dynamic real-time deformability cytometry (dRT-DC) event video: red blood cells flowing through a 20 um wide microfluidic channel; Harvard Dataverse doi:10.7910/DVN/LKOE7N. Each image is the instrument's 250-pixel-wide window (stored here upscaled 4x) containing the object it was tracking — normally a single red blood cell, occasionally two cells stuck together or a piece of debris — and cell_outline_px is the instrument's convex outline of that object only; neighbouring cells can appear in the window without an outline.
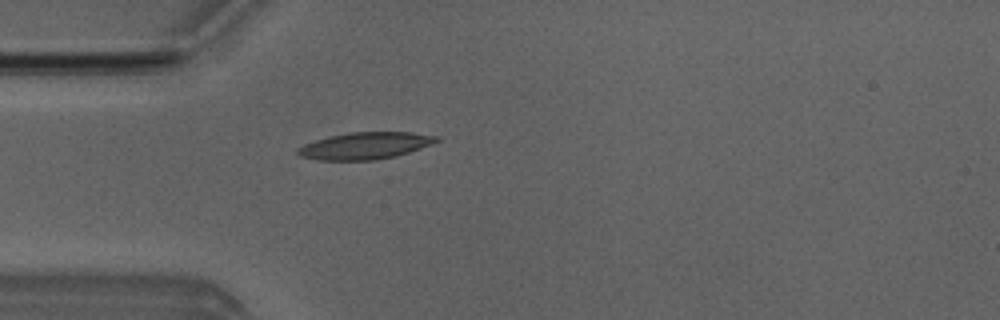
{"species": "Egyptian fruit bat (a non-hibernating species)", "species_latin": "Rousettus aegyptiacus", "temperature_condition": "room temperature", "stored_images_in_passage": 1, "camera_frame_rate_fps": 3000, "um_per_image_px": 0.085, "animal": {"sex": "male"}, "frame": {"image": 1, "passage_image": 1, "time_ms": 0.0, "image_size_px": [1000, 320], "cell_outline_px": [[440, 140], [420, 148], [396, 156], [372, 160], [316, 160], [300, 156], [296, 152], [304, 144], [328, 136], [348, 132], [408, 132], [440, 136]], "centroid_in_image_um": [31.03, 12.38], "position_along_channel_um": 54.0, "area_um2": 21.62}}